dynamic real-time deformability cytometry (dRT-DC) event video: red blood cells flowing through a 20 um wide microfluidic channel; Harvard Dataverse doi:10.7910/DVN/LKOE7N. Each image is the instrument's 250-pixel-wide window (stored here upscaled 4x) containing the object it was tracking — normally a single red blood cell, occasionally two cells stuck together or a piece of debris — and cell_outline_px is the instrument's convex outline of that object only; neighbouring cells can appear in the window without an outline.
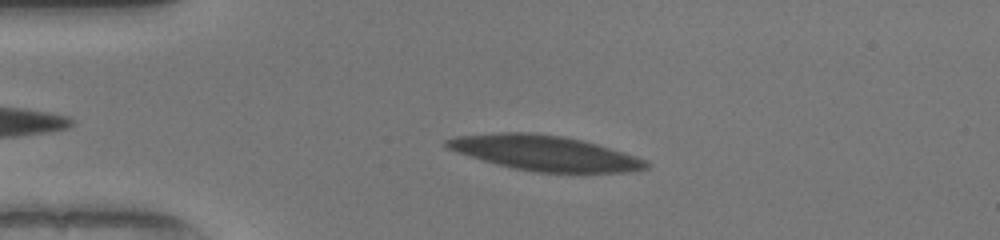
{"species": "human", "species_latin": "Homo sapiens", "temperature_condition": "warm", "stored_images_in_passage": 35, "camera_frame_rate_fps": 3000, "um_per_image_px": 0.085, "donor": {"sex": "female"}, "frame": {"image": 1, "passage_image": 1, "time_ms": 0.0, "image_size_px": [1000, 240], "cell_outline_px": [[652, 164], [648, 168], [636, 172], [536, 172], [516, 168], [484, 160], [456, 152], [448, 148], [444, 144], [444, 140], [456, 136], [500, 132], [528, 132], [564, 136], [584, 140], [636, 156], [648, 160]], "centroid_in_image_um": [46.37, 13.0], "position_along_channel_um": 38.6, "area_um2": 40.69}}
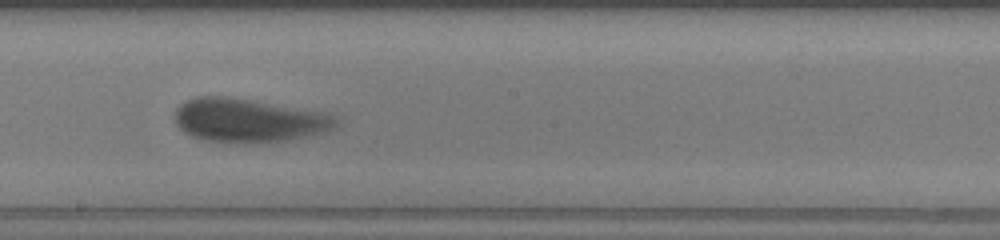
{"frame": {"image": 2, "passage_image": 18, "time_ms": 5.667, "image_size_px": [1000, 240], "cell_outline_px": [[340, 120], [332, 128], [324, 132], [288, 140], [256, 144], [244, 144], [204, 140], [192, 136], [184, 132], [176, 124], [176, 108], [180, 104], [196, 96], [228, 96], [324, 112]], "centroid_in_image_um": [21.11, 10.24], "position_along_channel_um": 227.1, "area_um2": 41.15}}
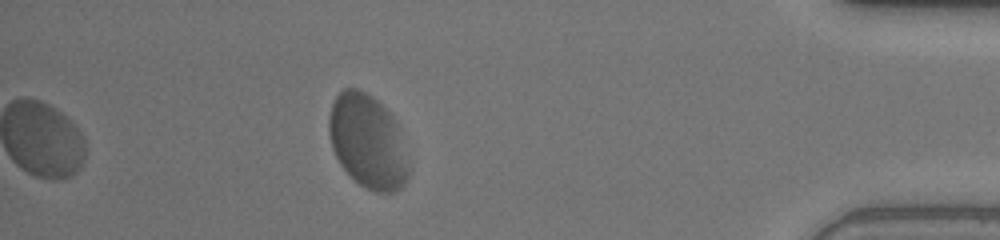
{"frame": {"image": 3, "passage_image": 35, "time_ms": 11.333, "image_size_px": [1000, 240], "cell_outline_px": [[408, 180], [400, 188], [392, 192], [376, 192], [360, 184], [340, 164], [332, 148], [328, 132], [328, 120], [332, 104], [336, 96], [344, 88], [356, 88], [372, 96], [396, 120], [408, 164]], "centroid_in_image_um": [31.23, 12.02], "position_along_channel_um": 404.0, "area_um2": 43.0}, "authors_computed_cell_mechanics": {"area_um2": 41.1536, "velocity_mm_per_s": 3.9592, "shape_relaxation_time_tau1_ms": 3.9189, "shape_relaxation_time_tau2_ms": 1.0347, "deformation_change_tau1": 0.1587, "deformation_change_tau2": 0.0726}}